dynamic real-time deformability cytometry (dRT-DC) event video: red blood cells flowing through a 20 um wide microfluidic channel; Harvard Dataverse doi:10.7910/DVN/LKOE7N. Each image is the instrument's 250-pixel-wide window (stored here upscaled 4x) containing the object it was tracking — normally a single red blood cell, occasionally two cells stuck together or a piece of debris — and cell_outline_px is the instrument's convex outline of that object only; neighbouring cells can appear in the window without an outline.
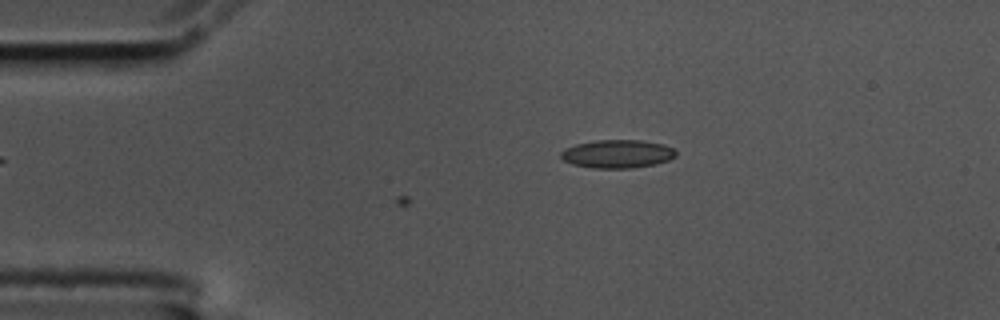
{"species": "common noctule bat (a hibernating species)", "species_latin": "Nyctalus noctula", "temperature_condition": "cold", "stored_images_in_passage": 4, "camera_frame_rate_fps": 3000, "um_per_image_px": 0.085, "animal": {"sex": "male", "body_mass_g": 17.5, "forearm_length_mm": 52.3}, "frame": {"image": 1, "passage_image": 4, "time_ms": 1.0, "image_size_px": [1000, 320], "cell_outline_px": [[676, 156], [668, 160], [656, 164], [632, 168], [592, 168], [572, 164], [564, 160], [560, 156], [560, 152], [564, 148], [576, 144], [596, 140], [640, 140], [664, 144], [672, 148], [676, 152]], "centroid_in_image_um": [52.46, 13.08], "position_along_channel_um": 32.5, "area_um2": 19.02}}